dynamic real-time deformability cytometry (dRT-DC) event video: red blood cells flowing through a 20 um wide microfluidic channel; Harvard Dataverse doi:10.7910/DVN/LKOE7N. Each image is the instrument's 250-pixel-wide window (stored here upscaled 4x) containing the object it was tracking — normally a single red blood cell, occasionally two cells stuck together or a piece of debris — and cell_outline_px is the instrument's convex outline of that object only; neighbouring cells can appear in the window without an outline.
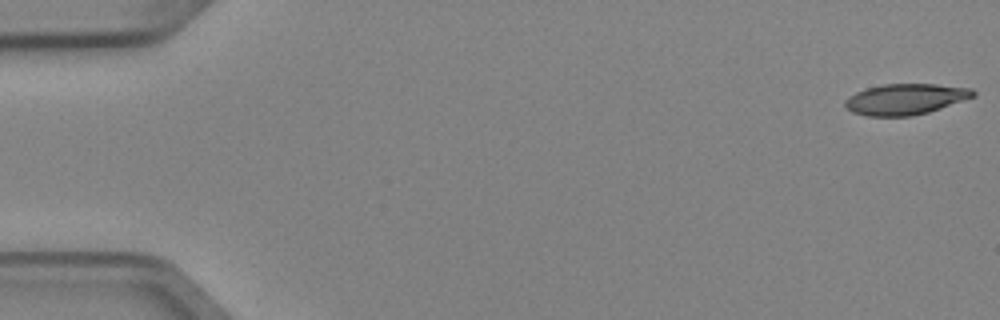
{"species": "Egyptian fruit bat (a non-hibernating species)", "species_latin": "Rousettus aegyptiacus", "temperature_condition": "cold", "stored_images_in_passage": 5, "camera_frame_rate_fps": 3000, "um_per_image_px": 0.085, "animal": {"sex": "female"}, "frame": {"image": 1, "passage_image": 1, "time_ms": 0.0, "image_size_px": [1000, 320], "cell_outline_px": [[976, 96], [928, 112], [912, 116], [868, 116], [852, 112], [844, 104], [844, 100], [848, 96], [856, 92], [868, 88], [884, 84], [936, 84], [972, 88], [976, 92]], "centroid_in_image_um": [76.97, 8.43], "position_along_channel_um": 8.0, "area_um2": 23.0}}
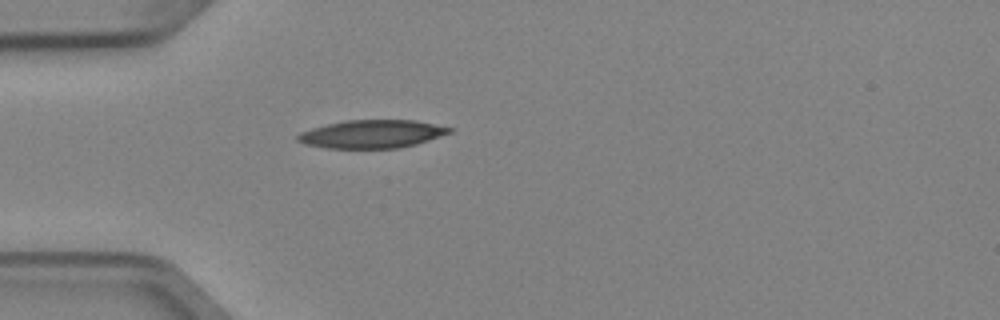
{"frame": {"image": 2, "passage_image": 5, "time_ms": 1.333, "image_size_px": [1000, 320], "cell_outline_px": [[452, 132], [416, 144], [400, 148], [328, 148], [304, 144], [296, 140], [296, 136], [300, 132], [312, 128], [344, 120], [416, 120], [452, 128]], "centroid_in_image_um": [31.59, 11.39], "position_along_channel_um": 53.4, "area_um2": 24.8}}